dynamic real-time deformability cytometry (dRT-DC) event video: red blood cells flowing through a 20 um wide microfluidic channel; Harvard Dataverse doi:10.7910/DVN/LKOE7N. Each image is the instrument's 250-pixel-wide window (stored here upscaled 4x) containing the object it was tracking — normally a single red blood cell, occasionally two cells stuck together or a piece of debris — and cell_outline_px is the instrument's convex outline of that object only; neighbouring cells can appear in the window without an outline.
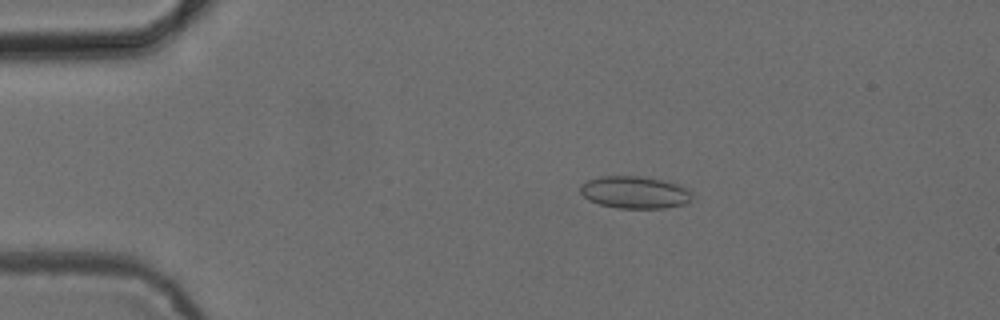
{"species": "common noctule bat (a hibernating species)", "species_latin": "Nyctalus noctula", "temperature_condition": "cold", "stored_images_in_passage": 27, "camera_frame_rate_fps": 3000, "um_per_image_px": 0.085, "animal": {"sex": "female", "body_mass_g": 24.6, "forearm_length_mm": 56.2}, "frame": {"image": 1, "passage_image": 10, "time_ms": 3.0, "image_size_px": [1000, 320], "cell_outline_px": [[692, 200], [684, 204], [664, 208], [616, 208], [600, 204], [588, 200], [580, 192], [580, 184], [588, 180], [600, 176], [640, 176], [664, 180], [680, 184], [688, 188], [692, 192]], "centroid_in_image_um": [53.98, 16.34], "position_along_channel_um": 31.0, "area_um2": 21.27}}
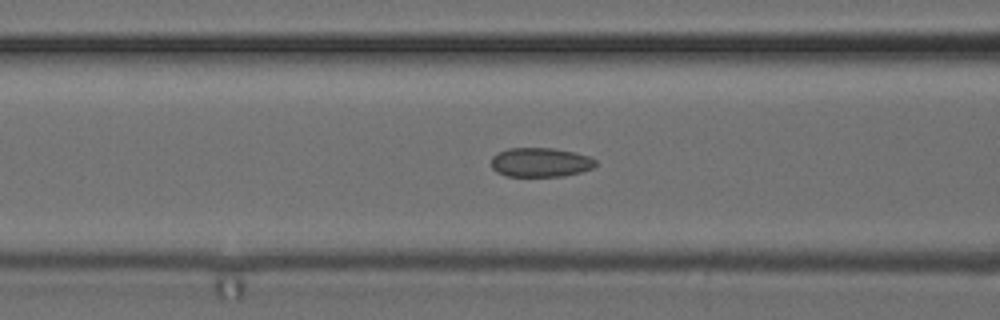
{"frame": {"image": 2, "passage_image": 21, "time_ms": 6.667, "image_size_px": [1000, 320], "cell_outline_px": [[596, 164], [592, 168], [580, 172], [564, 176], [504, 176], [496, 172], [492, 168], [492, 156], [496, 152], [508, 148], [552, 148], [572, 152], [588, 156], [596, 160]], "centroid_in_image_um": [45.89, 13.8], "position_along_channel_um": 120.7, "area_um2": 17.8}}
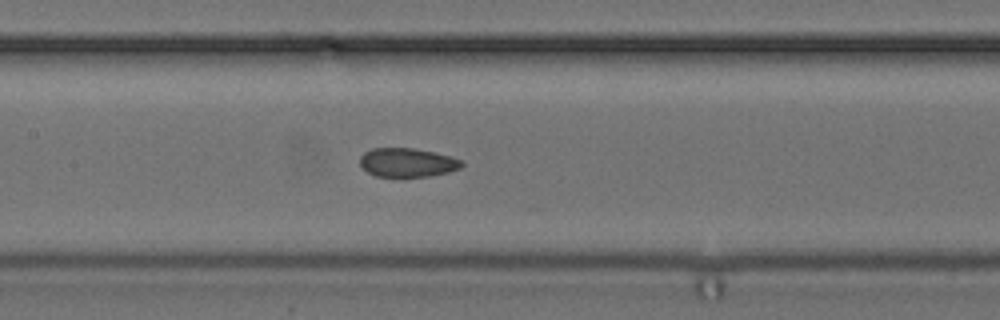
{"frame": {"image": 3, "passage_image": 25, "time_ms": 8.0, "image_size_px": [1000, 320], "cell_outline_px": [[464, 164], [460, 168], [448, 172], [428, 176], [400, 180], [376, 176], [368, 172], [360, 164], [360, 156], [364, 152], [372, 148], [412, 148], [452, 156], [464, 160]], "centroid_in_image_um": [34.62, 13.86], "position_along_channel_um": 172.8, "area_um2": 17.8}}